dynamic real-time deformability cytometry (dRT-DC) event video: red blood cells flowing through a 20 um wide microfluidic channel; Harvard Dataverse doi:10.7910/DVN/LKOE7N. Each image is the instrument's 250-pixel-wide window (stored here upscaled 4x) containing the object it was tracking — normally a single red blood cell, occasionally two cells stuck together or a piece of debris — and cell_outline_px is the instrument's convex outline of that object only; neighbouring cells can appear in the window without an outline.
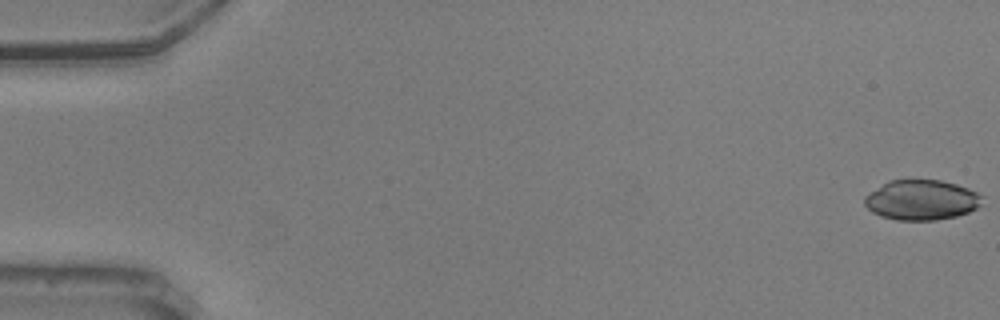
{"species": "common noctule bat (a hibernating species)", "species_latin": "Nyctalus noctula", "temperature_condition": "warm", "stored_images_in_passage": 57, "camera_frame_rate_fps": 3000, "um_per_image_px": 0.085, "animal": {"sex": "male", "body_mass_g": 20.5, "forearm_length_mm": 52.5}, "frame": {"image": 1, "passage_image": 1, "time_ms": 0.0, "image_size_px": [1000, 320], "cell_outline_px": [[984, 196], [980, 204], [976, 208], [968, 212], [956, 216], [936, 220], [896, 220], [880, 216], [872, 212], [864, 204], [864, 196], [888, 180], [940, 180], [956, 184], [968, 188]], "centroid_in_image_um": [78.31, 17.0], "position_along_channel_um": 6.7, "area_um2": 27.51}}
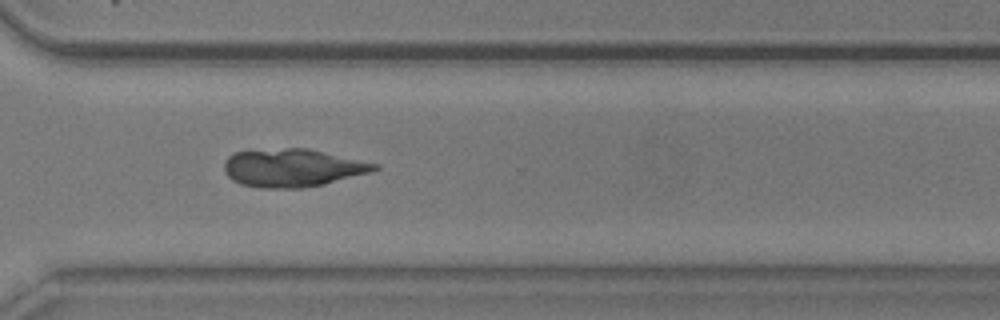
{"frame": {"image": 2, "passage_image": 42, "time_ms": 13.667, "image_size_px": [1000, 320], "cell_outline_px": [[380, 168], [372, 172], [324, 184], [304, 188], [264, 188], [240, 184], [232, 180], [224, 172], [224, 160], [228, 156], [236, 152], [284, 148], [308, 148], [380, 164]], "centroid_in_image_um": [24.89, 14.27], "position_along_channel_um": 345.7, "area_um2": 33.41}}
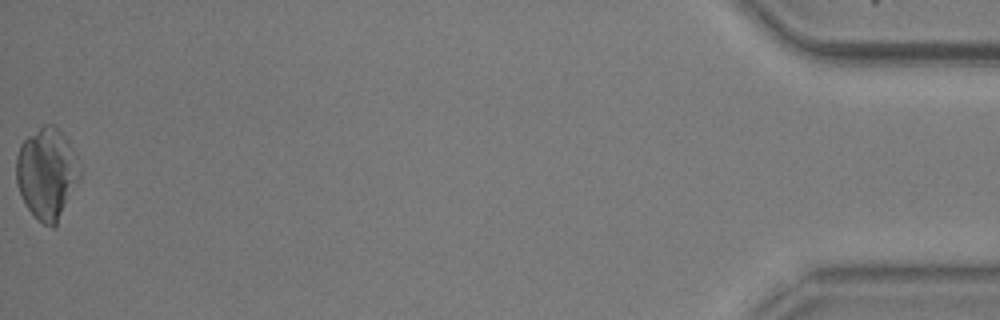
{"frame": {"image": 3, "passage_image": 57, "time_ms": 18.667, "image_size_px": [1000, 320], "cell_outline_px": [[80, 180], [56, 224], [52, 228], [44, 224], [28, 208], [16, 184], [16, 156], [20, 144], [28, 136], [44, 124], [52, 124], [68, 140], [76, 156], [80, 168]], "centroid_in_image_um": [3.98, 14.72], "position_along_channel_um": 431.2, "area_um2": 33.47}}